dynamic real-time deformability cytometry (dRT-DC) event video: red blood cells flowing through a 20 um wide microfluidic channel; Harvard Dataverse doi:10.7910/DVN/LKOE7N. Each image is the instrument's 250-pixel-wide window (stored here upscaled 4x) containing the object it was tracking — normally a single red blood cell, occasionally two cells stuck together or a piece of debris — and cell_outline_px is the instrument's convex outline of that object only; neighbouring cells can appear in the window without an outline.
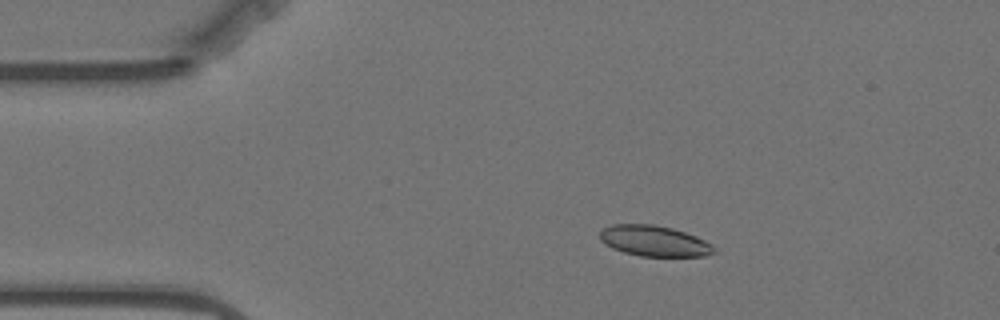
{"species": "Egyptian fruit bat (a non-hibernating species)", "species_latin": "Rousettus aegyptiacus", "temperature_condition": "warm", "stored_images_in_passage": 57, "camera_frame_rate_fps": 3000, "um_per_image_px": 0.085, "animal": {"sex": "female"}, "frame": {"image": 1, "passage_image": 9, "time_ms": 2.667, "image_size_px": [1000, 320], "cell_outline_px": [[716, 252], [704, 256], [640, 256], [624, 252], [612, 248], [604, 244], [600, 240], [600, 232], [604, 228], [612, 224], [656, 224], [672, 228], [696, 236], [712, 244], [716, 248]], "centroid_in_image_um": [55.61, 20.48], "position_along_channel_um": 29.4, "area_um2": 20.52}}
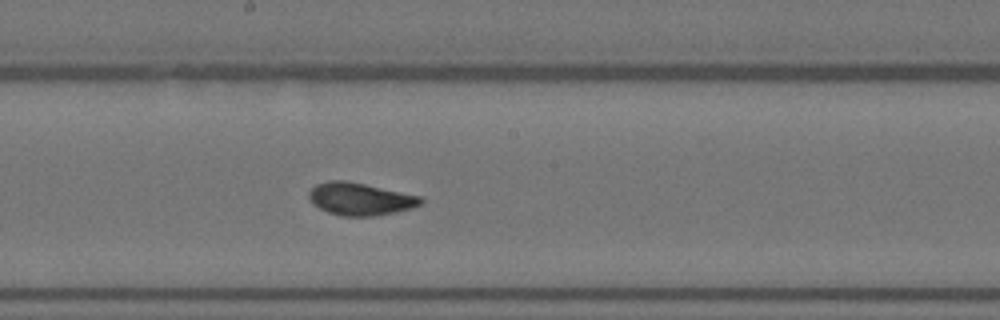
{"frame": {"image": 2, "passage_image": 29, "time_ms": 9.333, "image_size_px": [1000, 320], "cell_outline_px": [[424, 200], [420, 204], [412, 208], [396, 212], [372, 216], [344, 216], [328, 212], [312, 204], [308, 196], [308, 192], [316, 184], [328, 180], [348, 180], [420, 196]], "centroid_in_image_um": [30.59, 16.9], "position_along_channel_um": 217.6, "area_um2": 21.21}}
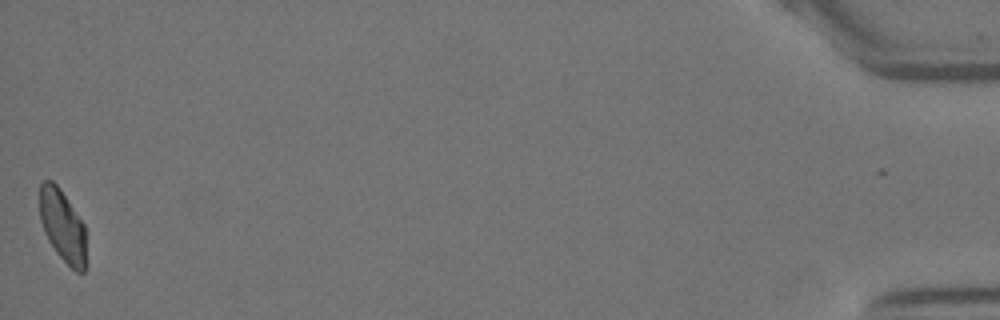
{"frame": {"image": 3, "passage_image": 56, "time_ms": 18.333, "image_size_px": [1000, 320], "cell_outline_px": [[84, 272], [76, 272], [56, 252], [48, 240], [44, 232], [40, 220], [40, 184], [44, 180], [52, 180], [60, 188], [84, 224]], "centroid_in_image_um": [5.28, 19.15], "position_along_channel_um": 429.9, "area_um2": 19.13}, "authors_computed_cell_mechanics": {"area_um2": 20.8658, "velocity_mm_per_s": 3.4978, "shape_relaxation_time_tau1_ms": 3.8626, "shape_relaxation_time_tau2_ms": 1.8863, "deformation_change_tau1": 0.1352, "deformation_change_tau2": 0.0485}}